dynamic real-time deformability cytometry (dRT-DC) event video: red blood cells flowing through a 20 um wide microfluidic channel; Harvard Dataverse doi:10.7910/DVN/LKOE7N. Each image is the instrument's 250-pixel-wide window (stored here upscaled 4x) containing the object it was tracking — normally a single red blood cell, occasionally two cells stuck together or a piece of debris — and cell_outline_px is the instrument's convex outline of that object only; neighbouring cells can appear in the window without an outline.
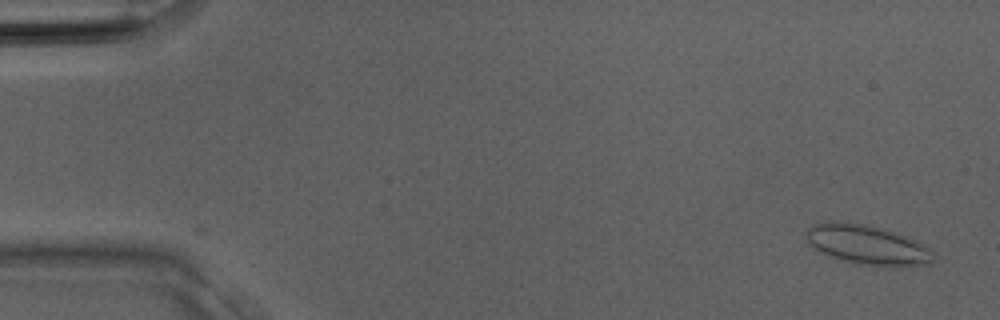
{"species": "Egyptian fruit bat (a non-hibernating species)", "species_latin": "Rousettus aegyptiacus", "temperature_condition": "room temperature", "stored_images_in_passage": 2, "camera_frame_rate_fps": 3000, "um_per_image_px": 0.085, "animal": {"sex": "male"}, "frame": {"image": 1, "passage_image": 2, "time_ms": 0.333, "image_size_px": [1000, 320], "cell_outline_px": [[936, 260], [932, 264], [892, 268], [856, 264], [840, 260], [808, 244], [804, 236], [804, 232], [812, 224], [832, 220], [864, 224], [896, 232], [916, 240], [924, 244], [932, 252]], "centroid_in_image_um": [73.75, 20.83], "position_along_channel_um": 11.3, "area_um2": 30.0}}